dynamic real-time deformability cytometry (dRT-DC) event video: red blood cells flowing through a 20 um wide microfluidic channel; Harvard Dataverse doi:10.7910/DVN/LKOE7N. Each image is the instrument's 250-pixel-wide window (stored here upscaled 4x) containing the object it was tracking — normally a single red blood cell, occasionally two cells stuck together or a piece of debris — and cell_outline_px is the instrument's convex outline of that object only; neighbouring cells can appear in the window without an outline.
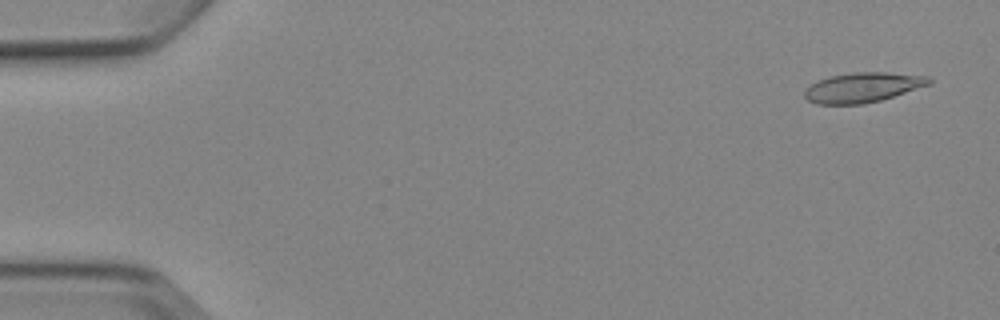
{"species": "Egyptian fruit bat (a non-hibernating species)", "species_latin": "Rousettus aegyptiacus", "temperature_condition": "cold", "stored_images_in_passage": 8, "camera_frame_rate_fps": 3000, "um_per_image_px": 0.085, "animal": {"sex": "female"}, "frame": {"image": 1, "passage_image": 1, "time_ms": 0.0, "image_size_px": [1000, 320], "cell_outline_px": [[932, 84], [880, 100], [864, 104], [816, 104], [808, 100], [804, 96], [804, 88], [828, 76], [852, 72], [888, 72], [928, 76], [932, 80]], "centroid_in_image_um": [73.33, 7.42], "position_along_channel_um": 11.7, "area_um2": 21.73}}
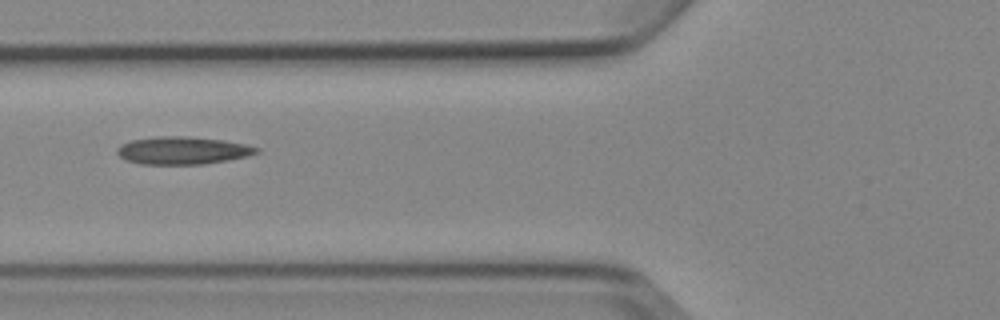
{"frame": {"image": 2, "passage_image": 6, "time_ms": 6.0, "image_size_px": [1000, 320], "cell_outline_px": [[260, 152], [248, 156], [228, 160], [204, 164], [140, 164], [124, 160], [116, 152], [116, 148], [120, 144], [132, 140], [156, 136], [184, 136], [224, 140], [244, 144], [260, 148]], "centroid_in_image_um": [15.5, 12.79], "position_along_channel_um": 110.3, "area_um2": 22.6}}
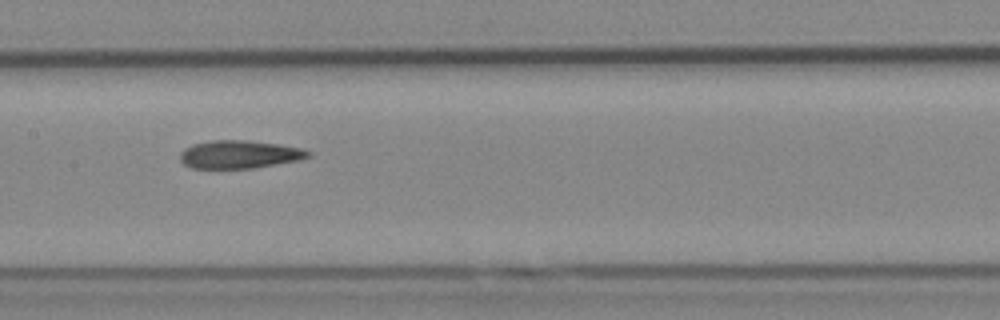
{"frame": {"image": 3, "passage_image": 8, "time_ms": 8.0, "image_size_px": [1000, 320], "cell_outline_px": [[312, 156], [300, 160], [252, 168], [192, 168], [184, 164], [180, 160], [180, 152], [184, 148], [192, 144], [212, 140], [248, 140], [304, 148], [312, 152]], "centroid_in_image_um": [20.37, 13.12], "position_along_channel_um": 187.0, "area_um2": 21.04}}